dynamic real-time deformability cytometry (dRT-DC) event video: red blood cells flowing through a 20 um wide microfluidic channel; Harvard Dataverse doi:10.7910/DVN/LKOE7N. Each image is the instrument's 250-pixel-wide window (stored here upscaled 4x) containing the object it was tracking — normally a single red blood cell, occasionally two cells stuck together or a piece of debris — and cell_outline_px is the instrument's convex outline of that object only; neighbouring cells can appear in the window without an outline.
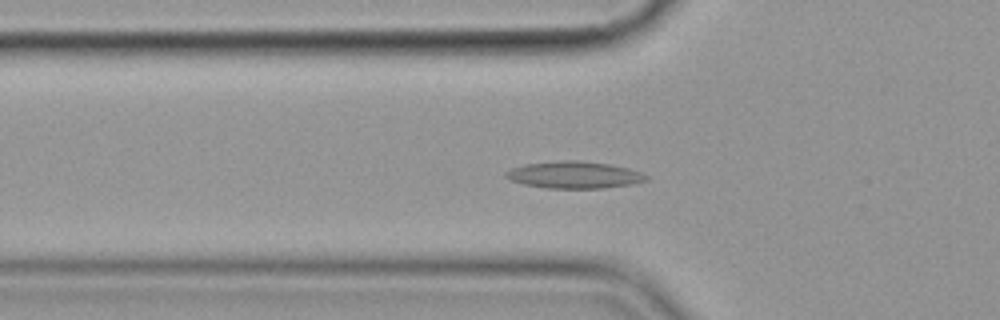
{"species": "common noctule bat (a hibernating species)", "species_latin": "Nyctalus noctula", "temperature_condition": "cold", "stored_images_in_passage": 56, "camera_frame_rate_fps": 3000, "um_per_image_px": 0.085, "animal": {"sex": "female", "body_mass_g": 19.9}, "frame": {"image": 1, "passage_image": 19, "time_ms": 6.0, "image_size_px": [1000, 320], "cell_outline_px": [[648, 180], [628, 184], [604, 188], [548, 188], [524, 184], [508, 180], [504, 176], [504, 172], [512, 168], [524, 164], [564, 160], [576, 160], [608, 164], [628, 168], [640, 172], [648, 176]], "centroid_in_image_um": [48.75, 14.86], "position_along_channel_um": 77.0, "area_um2": 21.91}}
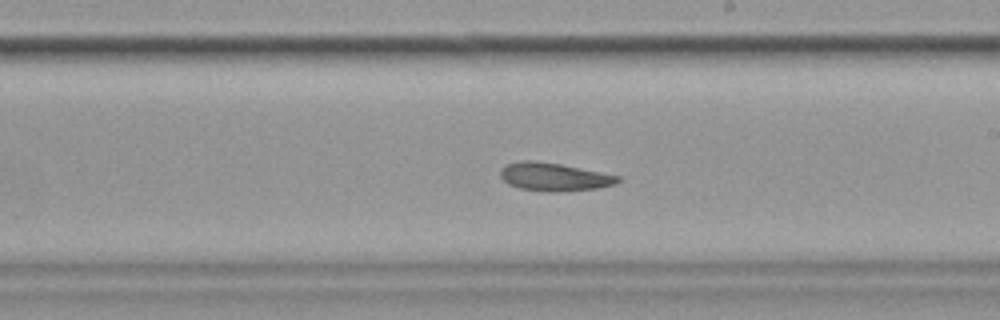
{"frame": {"image": 2, "passage_image": 33, "time_ms": 10.667, "image_size_px": [1000, 320], "cell_outline_px": [[620, 180], [616, 184], [596, 188], [560, 192], [548, 192], [520, 188], [508, 184], [500, 176], [500, 168], [504, 164], [520, 160], [536, 160], [560, 164], [620, 176]], "centroid_in_image_um": [47.05, 15.02], "position_along_channel_um": 242.0, "area_um2": 19.36}}
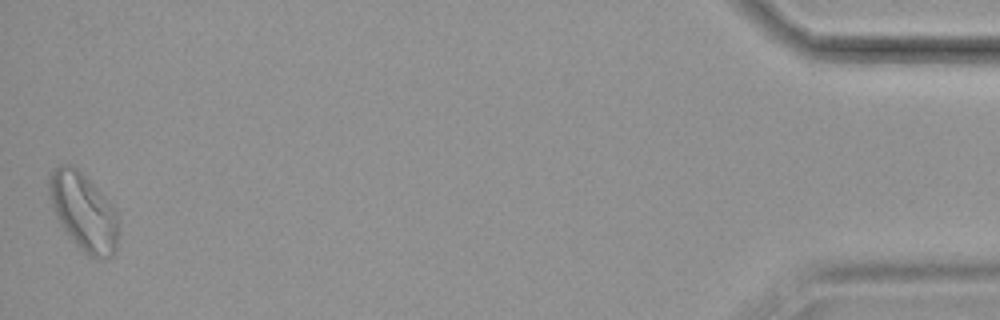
{"frame": {"image": 3, "passage_image": 56, "time_ms": 18.333, "image_size_px": [1000, 320], "cell_outline_px": [[120, 236], [116, 252], [112, 256], [96, 260], [88, 256], [64, 232], [56, 216], [48, 192], [48, 176], [60, 164], [72, 164], [112, 204], [116, 212], [120, 224]], "centroid_in_image_um": [7.14, 18.06], "position_along_channel_um": 428.1, "area_um2": 31.73}}